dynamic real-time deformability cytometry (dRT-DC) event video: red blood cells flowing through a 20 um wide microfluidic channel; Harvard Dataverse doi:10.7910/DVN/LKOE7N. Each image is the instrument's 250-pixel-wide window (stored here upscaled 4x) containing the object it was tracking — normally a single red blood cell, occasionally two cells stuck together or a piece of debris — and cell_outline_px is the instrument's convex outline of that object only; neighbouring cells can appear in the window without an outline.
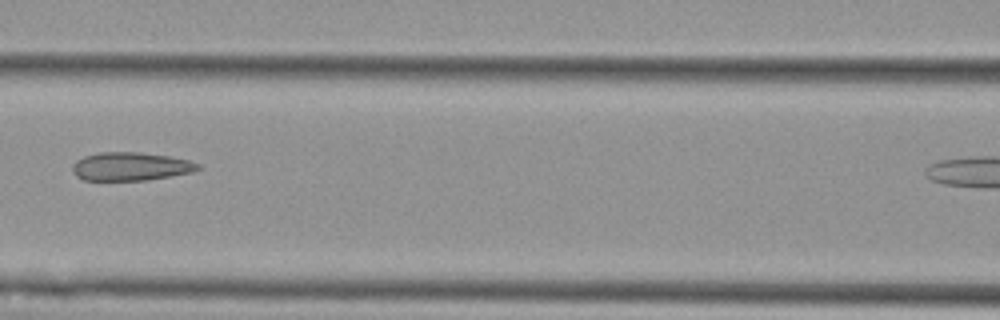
{"species": "Egyptian fruit bat (a non-hibernating species)", "species_latin": "Rousettus aegyptiacus", "temperature_condition": "cold", "stored_images_in_passage": 6, "segment_of_instrument_passage": [1, 2], "camera_frame_rate_fps": 3000, "um_per_image_px": 0.085, "animal": {"sex": "female"}, "frame": {"image": 1, "passage_image": 5, "time_ms": 4.667, "image_size_px": [1000, 320], "cell_outline_px": [[200, 168], [192, 172], [148, 180], [84, 180], [76, 176], [72, 168], [72, 164], [76, 160], [84, 156], [100, 152], [140, 152], [168, 156], [188, 160], [200, 164]], "centroid_in_image_um": [11.09, 14.14], "position_along_channel_um": 155.5, "area_um2": 20.69}}